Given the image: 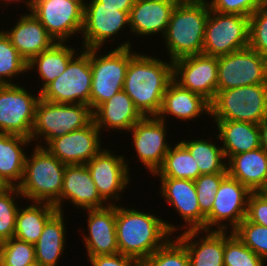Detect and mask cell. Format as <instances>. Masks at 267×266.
I'll list each match as a JSON object with an SVG mask.
<instances>
[{"label":"cell","mask_w":267,"mask_h":266,"mask_svg":"<svg viewBox=\"0 0 267 266\" xmlns=\"http://www.w3.org/2000/svg\"><path fill=\"white\" fill-rule=\"evenodd\" d=\"M226 160L233 155L261 147L259 125L242 121L214 120Z\"/></svg>","instance_id":"cell-28"},{"label":"cell","mask_w":267,"mask_h":266,"mask_svg":"<svg viewBox=\"0 0 267 266\" xmlns=\"http://www.w3.org/2000/svg\"><path fill=\"white\" fill-rule=\"evenodd\" d=\"M65 215L57 212L45 225L38 241L34 244L37 266H58L67 237Z\"/></svg>","instance_id":"cell-31"},{"label":"cell","mask_w":267,"mask_h":266,"mask_svg":"<svg viewBox=\"0 0 267 266\" xmlns=\"http://www.w3.org/2000/svg\"><path fill=\"white\" fill-rule=\"evenodd\" d=\"M138 52L126 70L123 90L145 116H157L164 93L173 80V61Z\"/></svg>","instance_id":"cell-2"},{"label":"cell","mask_w":267,"mask_h":266,"mask_svg":"<svg viewBox=\"0 0 267 266\" xmlns=\"http://www.w3.org/2000/svg\"><path fill=\"white\" fill-rule=\"evenodd\" d=\"M249 47L267 57V4L249 17Z\"/></svg>","instance_id":"cell-42"},{"label":"cell","mask_w":267,"mask_h":266,"mask_svg":"<svg viewBox=\"0 0 267 266\" xmlns=\"http://www.w3.org/2000/svg\"><path fill=\"white\" fill-rule=\"evenodd\" d=\"M140 262L141 266H190L187 249L175 236Z\"/></svg>","instance_id":"cell-38"},{"label":"cell","mask_w":267,"mask_h":266,"mask_svg":"<svg viewBox=\"0 0 267 266\" xmlns=\"http://www.w3.org/2000/svg\"><path fill=\"white\" fill-rule=\"evenodd\" d=\"M228 173L201 174L194 180L200 211L207 216L213 206L215 194Z\"/></svg>","instance_id":"cell-41"},{"label":"cell","mask_w":267,"mask_h":266,"mask_svg":"<svg viewBox=\"0 0 267 266\" xmlns=\"http://www.w3.org/2000/svg\"><path fill=\"white\" fill-rule=\"evenodd\" d=\"M173 80L211 103L218 86V57L200 54L174 60Z\"/></svg>","instance_id":"cell-17"},{"label":"cell","mask_w":267,"mask_h":266,"mask_svg":"<svg viewBox=\"0 0 267 266\" xmlns=\"http://www.w3.org/2000/svg\"><path fill=\"white\" fill-rule=\"evenodd\" d=\"M259 124L267 118V83L216 92L210 103V120Z\"/></svg>","instance_id":"cell-7"},{"label":"cell","mask_w":267,"mask_h":266,"mask_svg":"<svg viewBox=\"0 0 267 266\" xmlns=\"http://www.w3.org/2000/svg\"><path fill=\"white\" fill-rule=\"evenodd\" d=\"M31 143L30 138L0 133V181L6 187H18L21 183L27 156L25 150L33 145Z\"/></svg>","instance_id":"cell-30"},{"label":"cell","mask_w":267,"mask_h":266,"mask_svg":"<svg viewBox=\"0 0 267 266\" xmlns=\"http://www.w3.org/2000/svg\"><path fill=\"white\" fill-rule=\"evenodd\" d=\"M82 49L67 42H55L49 49L34 56L27 64L28 74L36 72L41 83L38 93H41L54 79L66 69L69 61ZM78 50V51H77Z\"/></svg>","instance_id":"cell-29"},{"label":"cell","mask_w":267,"mask_h":266,"mask_svg":"<svg viewBox=\"0 0 267 266\" xmlns=\"http://www.w3.org/2000/svg\"><path fill=\"white\" fill-rule=\"evenodd\" d=\"M249 47V17L210 10L203 53L219 57Z\"/></svg>","instance_id":"cell-11"},{"label":"cell","mask_w":267,"mask_h":266,"mask_svg":"<svg viewBox=\"0 0 267 266\" xmlns=\"http://www.w3.org/2000/svg\"><path fill=\"white\" fill-rule=\"evenodd\" d=\"M201 175L199 167L188 149L178 140L171 145L164 161L153 177L196 180Z\"/></svg>","instance_id":"cell-34"},{"label":"cell","mask_w":267,"mask_h":266,"mask_svg":"<svg viewBox=\"0 0 267 266\" xmlns=\"http://www.w3.org/2000/svg\"><path fill=\"white\" fill-rule=\"evenodd\" d=\"M85 0H33L28 9L56 42L81 35Z\"/></svg>","instance_id":"cell-10"},{"label":"cell","mask_w":267,"mask_h":266,"mask_svg":"<svg viewBox=\"0 0 267 266\" xmlns=\"http://www.w3.org/2000/svg\"><path fill=\"white\" fill-rule=\"evenodd\" d=\"M116 204V237L119 253L143 260L176 235L175 223L151 211ZM151 212V213H150Z\"/></svg>","instance_id":"cell-1"},{"label":"cell","mask_w":267,"mask_h":266,"mask_svg":"<svg viewBox=\"0 0 267 266\" xmlns=\"http://www.w3.org/2000/svg\"><path fill=\"white\" fill-rule=\"evenodd\" d=\"M194 139L188 138L180 142L188 149L201 174L228 173L227 160L220 144L208 137Z\"/></svg>","instance_id":"cell-33"},{"label":"cell","mask_w":267,"mask_h":266,"mask_svg":"<svg viewBox=\"0 0 267 266\" xmlns=\"http://www.w3.org/2000/svg\"><path fill=\"white\" fill-rule=\"evenodd\" d=\"M92 121L93 111L86 104L53 103L40 97L30 139L36 146L45 147L52 139L86 127Z\"/></svg>","instance_id":"cell-6"},{"label":"cell","mask_w":267,"mask_h":266,"mask_svg":"<svg viewBox=\"0 0 267 266\" xmlns=\"http://www.w3.org/2000/svg\"><path fill=\"white\" fill-rule=\"evenodd\" d=\"M129 14L130 12L119 11L117 7L104 6L98 0H85L83 28L79 36L82 40L81 47L91 49L103 48L108 43L117 44L115 36L118 38L119 33L122 36L126 33L125 30L130 32Z\"/></svg>","instance_id":"cell-9"},{"label":"cell","mask_w":267,"mask_h":266,"mask_svg":"<svg viewBox=\"0 0 267 266\" xmlns=\"http://www.w3.org/2000/svg\"><path fill=\"white\" fill-rule=\"evenodd\" d=\"M161 198L177 212L182 223L176 225V234L182 230H205L206 216L200 211L195 183L192 180L158 177ZM186 228V229H185ZM180 231L177 233V231Z\"/></svg>","instance_id":"cell-18"},{"label":"cell","mask_w":267,"mask_h":266,"mask_svg":"<svg viewBox=\"0 0 267 266\" xmlns=\"http://www.w3.org/2000/svg\"><path fill=\"white\" fill-rule=\"evenodd\" d=\"M109 148H103L85 165L100 197L108 205H116V203L118 205L121 204L119 203L122 197L121 194L132 182L131 168H129V160L124 157L125 154L117 155L116 152L111 151L112 149Z\"/></svg>","instance_id":"cell-12"},{"label":"cell","mask_w":267,"mask_h":266,"mask_svg":"<svg viewBox=\"0 0 267 266\" xmlns=\"http://www.w3.org/2000/svg\"><path fill=\"white\" fill-rule=\"evenodd\" d=\"M176 238L187 249L190 266H224V231L188 230Z\"/></svg>","instance_id":"cell-25"},{"label":"cell","mask_w":267,"mask_h":266,"mask_svg":"<svg viewBox=\"0 0 267 266\" xmlns=\"http://www.w3.org/2000/svg\"><path fill=\"white\" fill-rule=\"evenodd\" d=\"M28 62L19 54L11 44L10 39L0 28V84L14 85L17 78L26 75ZM16 78V79H15Z\"/></svg>","instance_id":"cell-35"},{"label":"cell","mask_w":267,"mask_h":266,"mask_svg":"<svg viewBox=\"0 0 267 266\" xmlns=\"http://www.w3.org/2000/svg\"><path fill=\"white\" fill-rule=\"evenodd\" d=\"M251 193L238 180L227 175L215 194L211 212L206 216L205 230L233 232L246 218Z\"/></svg>","instance_id":"cell-15"},{"label":"cell","mask_w":267,"mask_h":266,"mask_svg":"<svg viewBox=\"0 0 267 266\" xmlns=\"http://www.w3.org/2000/svg\"><path fill=\"white\" fill-rule=\"evenodd\" d=\"M87 214V225L83 229L82 239L86 248V257L119 253L116 237V205L100 209L83 210Z\"/></svg>","instance_id":"cell-20"},{"label":"cell","mask_w":267,"mask_h":266,"mask_svg":"<svg viewBox=\"0 0 267 266\" xmlns=\"http://www.w3.org/2000/svg\"><path fill=\"white\" fill-rule=\"evenodd\" d=\"M2 266H37L33 244L11 238L0 243Z\"/></svg>","instance_id":"cell-39"},{"label":"cell","mask_w":267,"mask_h":266,"mask_svg":"<svg viewBox=\"0 0 267 266\" xmlns=\"http://www.w3.org/2000/svg\"><path fill=\"white\" fill-rule=\"evenodd\" d=\"M176 4H203L208 3L209 0H172Z\"/></svg>","instance_id":"cell-49"},{"label":"cell","mask_w":267,"mask_h":266,"mask_svg":"<svg viewBox=\"0 0 267 266\" xmlns=\"http://www.w3.org/2000/svg\"><path fill=\"white\" fill-rule=\"evenodd\" d=\"M210 13L208 3L176 4L162 37L168 60L203 53L205 24Z\"/></svg>","instance_id":"cell-4"},{"label":"cell","mask_w":267,"mask_h":266,"mask_svg":"<svg viewBox=\"0 0 267 266\" xmlns=\"http://www.w3.org/2000/svg\"><path fill=\"white\" fill-rule=\"evenodd\" d=\"M224 266H264L265 261L234 232L224 231Z\"/></svg>","instance_id":"cell-37"},{"label":"cell","mask_w":267,"mask_h":266,"mask_svg":"<svg viewBox=\"0 0 267 266\" xmlns=\"http://www.w3.org/2000/svg\"><path fill=\"white\" fill-rule=\"evenodd\" d=\"M167 124L156 116H145L129 131L132 137L130 144L135 148L136 160L138 159L137 161H140L152 176L162 165L173 143L168 141Z\"/></svg>","instance_id":"cell-16"},{"label":"cell","mask_w":267,"mask_h":266,"mask_svg":"<svg viewBox=\"0 0 267 266\" xmlns=\"http://www.w3.org/2000/svg\"><path fill=\"white\" fill-rule=\"evenodd\" d=\"M175 6L172 0H135L129 14L130 33L143 39L157 35L162 38Z\"/></svg>","instance_id":"cell-23"},{"label":"cell","mask_w":267,"mask_h":266,"mask_svg":"<svg viewBox=\"0 0 267 266\" xmlns=\"http://www.w3.org/2000/svg\"><path fill=\"white\" fill-rule=\"evenodd\" d=\"M104 6L117 7L119 11L130 12L135 0H98Z\"/></svg>","instance_id":"cell-46"},{"label":"cell","mask_w":267,"mask_h":266,"mask_svg":"<svg viewBox=\"0 0 267 266\" xmlns=\"http://www.w3.org/2000/svg\"><path fill=\"white\" fill-rule=\"evenodd\" d=\"M203 114L210 117V103L201 95L182 88L172 80L166 88L160 111L156 117L166 123L170 121L169 116L173 117L172 120L175 117L178 121L189 123L193 120L196 122Z\"/></svg>","instance_id":"cell-22"},{"label":"cell","mask_w":267,"mask_h":266,"mask_svg":"<svg viewBox=\"0 0 267 266\" xmlns=\"http://www.w3.org/2000/svg\"><path fill=\"white\" fill-rule=\"evenodd\" d=\"M21 83L0 86V133L30 138L40 93L32 94Z\"/></svg>","instance_id":"cell-13"},{"label":"cell","mask_w":267,"mask_h":266,"mask_svg":"<svg viewBox=\"0 0 267 266\" xmlns=\"http://www.w3.org/2000/svg\"><path fill=\"white\" fill-rule=\"evenodd\" d=\"M6 186L0 181V191L3 190Z\"/></svg>","instance_id":"cell-50"},{"label":"cell","mask_w":267,"mask_h":266,"mask_svg":"<svg viewBox=\"0 0 267 266\" xmlns=\"http://www.w3.org/2000/svg\"><path fill=\"white\" fill-rule=\"evenodd\" d=\"M210 10L223 14L250 17L261 5L260 0H209Z\"/></svg>","instance_id":"cell-43"},{"label":"cell","mask_w":267,"mask_h":266,"mask_svg":"<svg viewBox=\"0 0 267 266\" xmlns=\"http://www.w3.org/2000/svg\"><path fill=\"white\" fill-rule=\"evenodd\" d=\"M246 219L267 227V194L252 192L248 199Z\"/></svg>","instance_id":"cell-44"},{"label":"cell","mask_w":267,"mask_h":266,"mask_svg":"<svg viewBox=\"0 0 267 266\" xmlns=\"http://www.w3.org/2000/svg\"><path fill=\"white\" fill-rule=\"evenodd\" d=\"M28 11V13L19 14V19L11 28L2 29L27 62L56 42L32 12Z\"/></svg>","instance_id":"cell-24"},{"label":"cell","mask_w":267,"mask_h":266,"mask_svg":"<svg viewBox=\"0 0 267 266\" xmlns=\"http://www.w3.org/2000/svg\"><path fill=\"white\" fill-rule=\"evenodd\" d=\"M132 42L125 39L123 43L117 44L119 46L116 45L111 50L107 49L109 52L104 51L105 53L101 52L103 48L90 49L92 71L90 108L93 112L102 103L123 90L129 61L138 53L133 49Z\"/></svg>","instance_id":"cell-5"},{"label":"cell","mask_w":267,"mask_h":266,"mask_svg":"<svg viewBox=\"0 0 267 266\" xmlns=\"http://www.w3.org/2000/svg\"><path fill=\"white\" fill-rule=\"evenodd\" d=\"M27 154L24 173L18 190L24 200L49 203L60 212V195L66 165L45 147H32Z\"/></svg>","instance_id":"cell-3"},{"label":"cell","mask_w":267,"mask_h":266,"mask_svg":"<svg viewBox=\"0 0 267 266\" xmlns=\"http://www.w3.org/2000/svg\"><path fill=\"white\" fill-rule=\"evenodd\" d=\"M91 87L90 49L82 48L40 96L53 103L86 104L90 107Z\"/></svg>","instance_id":"cell-8"},{"label":"cell","mask_w":267,"mask_h":266,"mask_svg":"<svg viewBox=\"0 0 267 266\" xmlns=\"http://www.w3.org/2000/svg\"><path fill=\"white\" fill-rule=\"evenodd\" d=\"M267 83V57L250 47L218 57L217 92Z\"/></svg>","instance_id":"cell-14"},{"label":"cell","mask_w":267,"mask_h":266,"mask_svg":"<svg viewBox=\"0 0 267 266\" xmlns=\"http://www.w3.org/2000/svg\"><path fill=\"white\" fill-rule=\"evenodd\" d=\"M87 258V262L89 261L90 266H141L140 260L121 253Z\"/></svg>","instance_id":"cell-45"},{"label":"cell","mask_w":267,"mask_h":266,"mask_svg":"<svg viewBox=\"0 0 267 266\" xmlns=\"http://www.w3.org/2000/svg\"><path fill=\"white\" fill-rule=\"evenodd\" d=\"M262 4H267V0H260Z\"/></svg>","instance_id":"cell-52"},{"label":"cell","mask_w":267,"mask_h":266,"mask_svg":"<svg viewBox=\"0 0 267 266\" xmlns=\"http://www.w3.org/2000/svg\"><path fill=\"white\" fill-rule=\"evenodd\" d=\"M143 117L124 90L102 103L93 112V121L101 133L117 130L118 133L124 131L127 134Z\"/></svg>","instance_id":"cell-26"},{"label":"cell","mask_w":267,"mask_h":266,"mask_svg":"<svg viewBox=\"0 0 267 266\" xmlns=\"http://www.w3.org/2000/svg\"><path fill=\"white\" fill-rule=\"evenodd\" d=\"M101 135L92 121L86 127L52 139L45 148L65 165H82L103 149Z\"/></svg>","instance_id":"cell-19"},{"label":"cell","mask_w":267,"mask_h":266,"mask_svg":"<svg viewBox=\"0 0 267 266\" xmlns=\"http://www.w3.org/2000/svg\"><path fill=\"white\" fill-rule=\"evenodd\" d=\"M19 2H20V3H24L23 5H26V9L28 10V9L31 7V5H32L33 0H1V6H2L3 8H4V6H5L4 9L7 10L8 7H11V6H9L10 4L13 3V5H14V4H18V5H19ZM3 5H4V6H3Z\"/></svg>","instance_id":"cell-48"},{"label":"cell","mask_w":267,"mask_h":266,"mask_svg":"<svg viewBox=\"0 0 267 266\" xmlns=\"http://www.w3.org/2000/svg\"><path fill=\"white\" fill-rule=\"evenodd\" d=\"M258 125L261 147L267 151V118L262 120Z\"/></svg>","instance_id":"cell-47"},{"label":"cell","mask_w":267,"mask_h":266,"mask_svg":"<svg viewBox=\"0 0 267 266\" xmlns=\"http://www.w3.org/2000/svg\"><path fill=\"white\" fill-rule=\"evenodd\" d=\"M25 205H20L18 209L14 238L34 245L46 223L58 210L49 203L30 202L28 206Z\"/></svg>","instance_id":"cell-32"},{"label":"cell","mask_w":267,"mask_h":266,"mask_svg":"<svg viewBox=\"0 0 267 266\" xmlns=\"http://www.w3.org/2000/svg\"><path fill=\"white\" fill-rule=\"evenodd\" d=\"M262 193L267 194V181H266V185H265V188H264V190L262 191Z\"/></svg>","instance_id":"cell-51"},{"label":"cell","mask_w":267,"mask_h":266,"mask_svg":"<svg viewBox=\"0 0 267 266\" xmlns=\"http://www.w3.org/2000/svg\"><path fill=\"white\" fill-rule=\"evenodd\" d=\"M227 172L251 192H262L267 181V151L260 147L233 155L227 161Z\"/></svg>","instance_id":"cell-27"},{"label":"cell","mask_w":267,"mask_h":266,"mask_svg":"<svg viewBox=\"0 0 267 266\" xmlns=\"http://www.w3.org/2000/svg\"><path fill=\"white\" fill-rule=\"evenodd\" d=\"M21 199L24 198L18 187H5L0 191V243L14 237Z\"/></svg>","instance_id":"cell-36"},{"label":"cell","mask_w":267,"mask_h":266,"mask_svg":"<svg viewBox=\"0 0 267 266\" xmlns=\"http://www.w3.org/2000/svg\"><path fill=\"white\" fill-rule=\"evenodd\" d=\"M80 210L100 209L108 204L100 197L96 185L85 164L66 165L60 195V212L64 213V202ZM63 208V209H62Z\"/></svg>","instance_id":"cell-21"},{"label":"cell","mask_w":267,"mask_h":266,"mask_svg":"<svg viewBox=\"0 0 267 266\" xmlns=\"http://www.w3.org/2000/svg\"><path fill=\"white\" fill-rule=\"evenodd\" d=\"M233 232L255 254L267 261V227L245 218Z\"/></svg>","instance_id":"cell-40"}]
</instances>
